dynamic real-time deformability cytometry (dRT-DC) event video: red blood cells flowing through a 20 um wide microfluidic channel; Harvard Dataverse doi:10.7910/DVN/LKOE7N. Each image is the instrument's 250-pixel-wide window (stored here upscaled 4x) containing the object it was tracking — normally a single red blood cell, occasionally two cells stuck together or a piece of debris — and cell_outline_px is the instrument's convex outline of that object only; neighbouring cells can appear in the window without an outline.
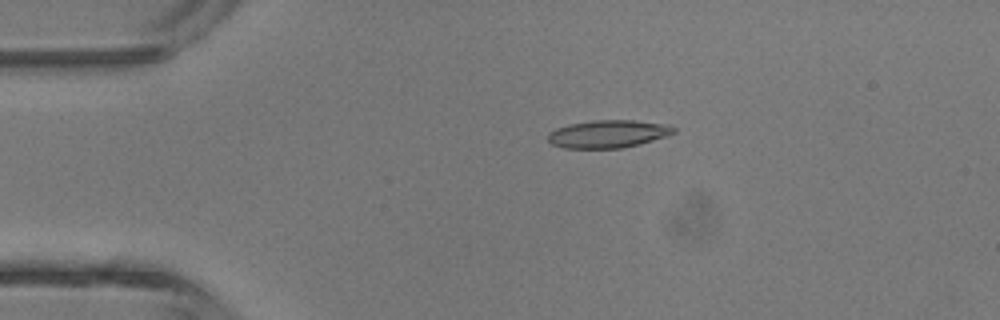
{"species": "common noctule bat (a hibernating species)", "species_latin": "Nyctalus noctula", "temperature_condition": "room temperature", "stored_images_in_passage": 4, "camera_frame_rate_fps": 3000, "um_per_image_px": 0.085, "animal": {"sex": "male", "body_mass_g": 13.3}, "frame": {"image": 1, "passage_image": 3, "time_ms": 2.333, "image_size_px": [1000, 320], "cell_outline_px": [[676, 132], [640, 144], [620, 148], [564, 148], [552, 144], [548, 140], [548, 132], [556, 128], [568, 124], [592, 120], [636, 120], [668, 124], [676, 128]], "centroid_in_image_um": [51.67, 11.37], "position_along_channel_um": 33.3, "area_um2": 20.4}}